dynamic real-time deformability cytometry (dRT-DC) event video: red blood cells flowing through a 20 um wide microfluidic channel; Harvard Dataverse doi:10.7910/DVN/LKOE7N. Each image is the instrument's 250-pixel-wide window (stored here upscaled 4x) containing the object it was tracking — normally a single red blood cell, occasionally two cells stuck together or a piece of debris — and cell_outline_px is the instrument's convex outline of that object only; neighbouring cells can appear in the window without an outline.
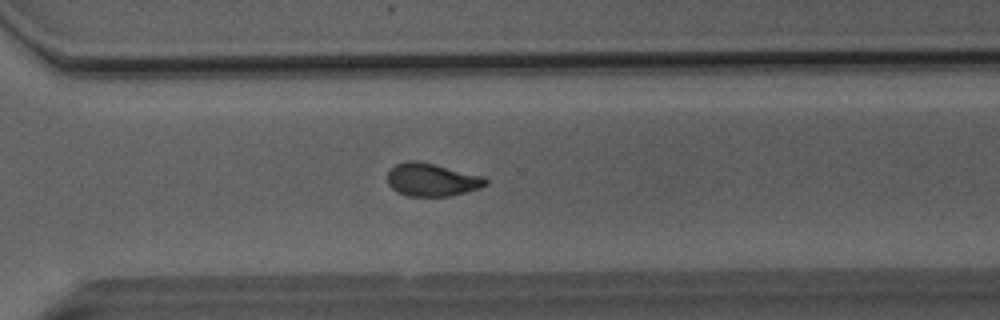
{"species": "Egyptian fruit bat (a non-hibernating species)", "species_latin": "Rousettus aegyptiacus", "temperature_condition": "room temperature", "stored_images_in_passage": 50, "camera_frame_rate_fps": 3000, "um_per_image_px": 0.085, "animal": {"sex": "male"}, "frame": {"image": 1, "passage_image": 36, "time_ms": 11.667, "image_size_px": [1000, 320], "cell_outline_px": [[488, 184], [480, 188], [452, 196], [408, 196], [396, 192], [388, 184], [388, 172], [396, 164], [404, 160], [416, 160], [484, 176], [488, 180]], "centroid_in_image_um": [36.71, 15.28], "position_along_channel_um": 333.9, "area_um2": 18.96}}
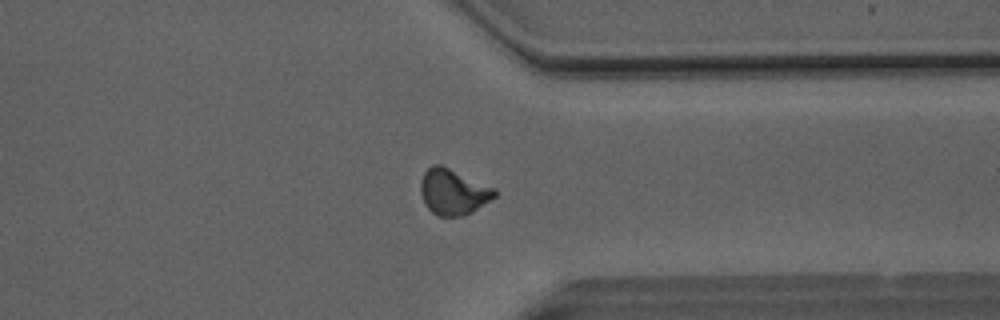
{"frame": {"image": 2, "passage_image": 39, "time_ms": 12.667, "image_size_px": [1000, 320], "cell_outline_px": [[496, 196], [472, 212], [464, 216], [436, 216], [424, 204], [420, 192], [420, 180], [424, 172], [432, 164], [440, 164], [496, 188]], "centroid_in_image_um": [38.5, 16.31], "position_along_channel_um": 372.9, "area_um2": 19.88}}
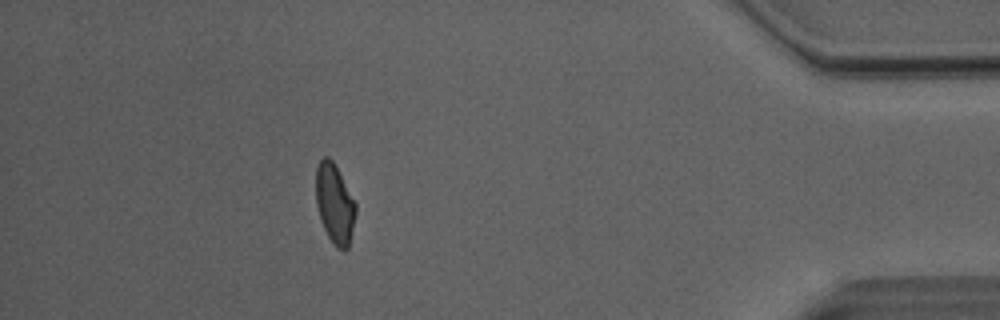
{"frame": {"image": 3, "passage_image": 45, "time_ms": 14.667, "image_size_px": [1000, 320], "cell_outline_px": [[356, 212], [348, 248], [344, 252], [336, 248], [332, 244], [320, 220], [316, 204], [316, 168], [320, 160], [324, 156], [328, 156], [332, 160], [356, 204]], "centroid_in_image_um": [28.43, 17.36], "position_along_channel_um": 406.8, "area_um2": 18.38}, "authors_computed_cell_mechanics": {"area_um2": 19.3341, "velocity_mm_per_s": 4.0886, "shape_relaxation_time_tau1_ms": 6.3803, "shape_relaxation_time_tau2_ms": 1.8799, "deformation_change_tau1": 0.1649, "deformation_change_tau2": 0.086}}